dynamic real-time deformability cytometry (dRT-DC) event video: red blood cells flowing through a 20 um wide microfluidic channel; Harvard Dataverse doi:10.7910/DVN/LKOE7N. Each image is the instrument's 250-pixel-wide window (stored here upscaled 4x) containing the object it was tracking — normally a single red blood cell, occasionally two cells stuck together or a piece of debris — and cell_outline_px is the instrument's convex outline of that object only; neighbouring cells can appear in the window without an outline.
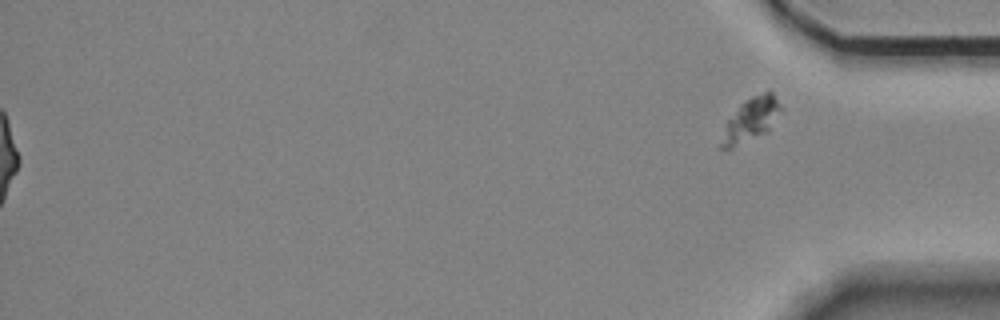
{"species": "Egyptian fruit bat (a non-hibernating species)", "species_latin": "Rousettus aegyptiacus", "temperature_condition": "room temperature", "stored_images_in_passage": 49, "segment_of_instrument_passage": [2, 2], "camera_frame_rate_fps": 3000, "um_per_image_px": 0.085, "animal": {"sex": "female"}, "frame": {"image": 1, "passage_image": 49, "time_ms": 16.0, "image_size_px": [1000, 320], "cell_outline_px": [[784, 112], [768, 132], [732, 148], [720, 148], [720, 144], [728, 120], [740, 104], [752, 96], [768, 88], [772, 92], [784, 108]], "centroid_in_image_um": [63.93, 10.13], "position_along_channel_um": 371.3, "area_um2": 15.43}}